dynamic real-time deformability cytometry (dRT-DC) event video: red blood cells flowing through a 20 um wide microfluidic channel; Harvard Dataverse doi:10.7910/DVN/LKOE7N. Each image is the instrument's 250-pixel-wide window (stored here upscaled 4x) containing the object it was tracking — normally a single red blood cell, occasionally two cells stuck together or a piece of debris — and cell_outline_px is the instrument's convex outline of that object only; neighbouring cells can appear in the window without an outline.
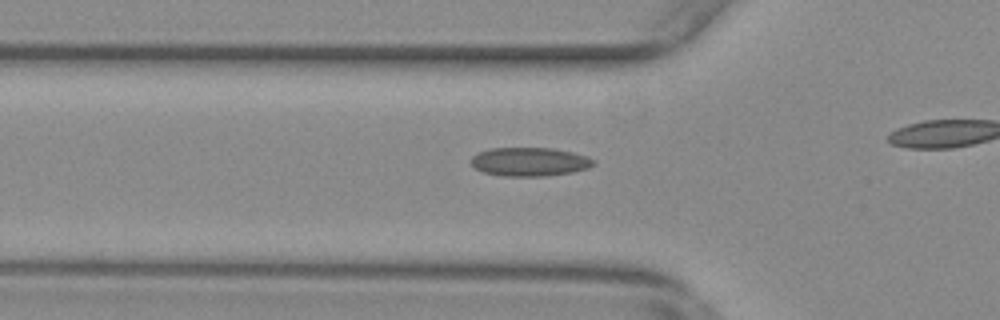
{"species": "common noctule bat (a hibernating species)", "species_latin": "Nyctalus noctula", "temperature_condition": "warm", "stored_images_in_passage": 44, "camera_frame_rate_fps": 3000, "um_per_image_px": 0.085, "animal": {"sex": "female", "body_mass_g": 29.2, "forearm_length_mm": 56.3}, "frame": {"image": 1, "passage_image": 19, "time_ms": 6.0, "image_size_px": [1000, 320], "cell_outline_px": [[596, 164], [588, 168], [572, 172], [544, 176], [504, 176], [484, 172], [476, 168], [472, 164], [472, 156], [488, 148], [552, 148], [572, 152], [588, 156], [596, 160]], "centroid_in_image_um": [45.07, 13.74], "position_along_channel_um": 80.7, "area_um2": 20.46}}
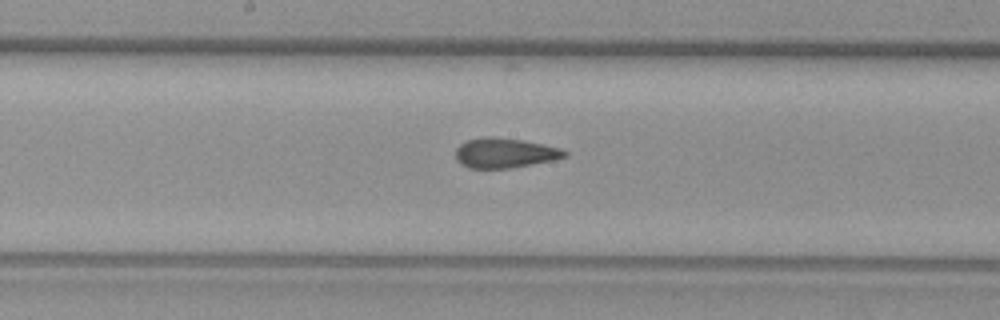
{"frame": {"image": 2, "passage_image": 29, "time_ms": 9.333, "image_size_px": [1000, 320], "cell_outline_px": [[568, 156], [556, 160], [512, 168], [468, 168], [460, 164], [456, 160], [456, 148], [464, 140], [484, 136], [492, 136], [524, 140], [544, 144], [560, 148], [568, 152]], "centroid_in_image_um": [42.91, 12.99], "position_along_channel_um": 205.3, "area_um2": 19.42}}
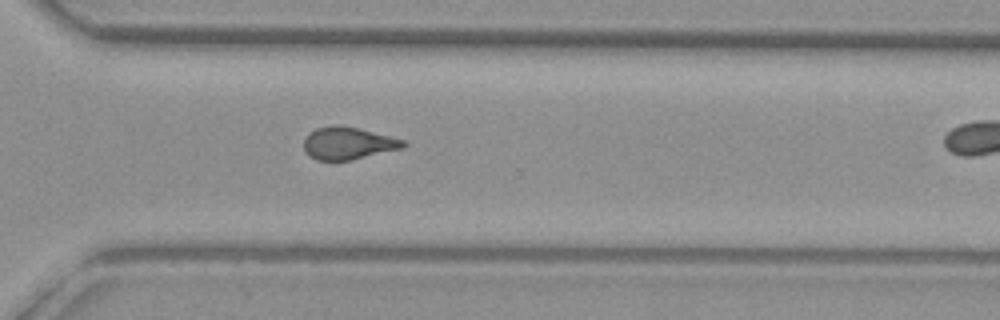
{"frame": {"image": 3, "passage_image": 40, "time_ms": 13.0, "image_size_px": [1000, 320], "cell_outline_px": [[408, 144], [404, 148], [352, 160], [316, 160], [304, 152], [304, 136], [308, 132], [316, 128], [332, 124], [336, 124], [360, 128], [404, 140]], "centroid_in_image_um": [29.57, 12.16], "position_along_channel_um": 341.0, "area_um2": 19.13}}